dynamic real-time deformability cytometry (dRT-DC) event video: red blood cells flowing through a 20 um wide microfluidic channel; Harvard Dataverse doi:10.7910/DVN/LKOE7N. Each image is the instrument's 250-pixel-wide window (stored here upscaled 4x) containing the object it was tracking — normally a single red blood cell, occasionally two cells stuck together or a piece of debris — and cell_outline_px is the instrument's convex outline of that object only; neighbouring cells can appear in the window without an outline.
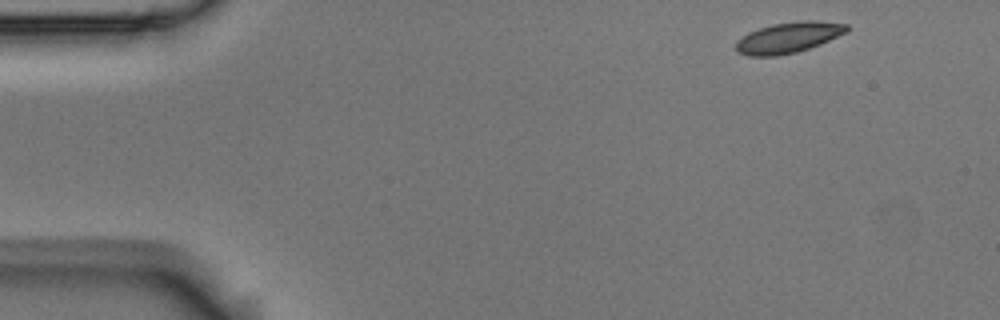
{"species": "Egyptian fruit bat (a non-hibernating species)", "species_latin": "Rousettus aegyptiacus", "temperature_condition": "room temperature", "stored_images_in_passage": 4, "camera_frame_rate_fps": 3000, "um_per_image_px": 0.085, "animal": {"sex": "male"}, "frame": {"image": 1, "passage_image": 1, "time_ms": 0.0, "image_size_px": [1000, 320], "cell_outline_px": [[848, 32], [820, 44], [796, 52], [776, 56], [748, 56], [736, 52], [736, 40], [748, 32], [772, 24], [800, 20], [816, 20], [848, 24]], "centroid_in_image_um": [67.01, 3.18], "position_along_channel_um": 18.0, "area_um2": 20.0}}
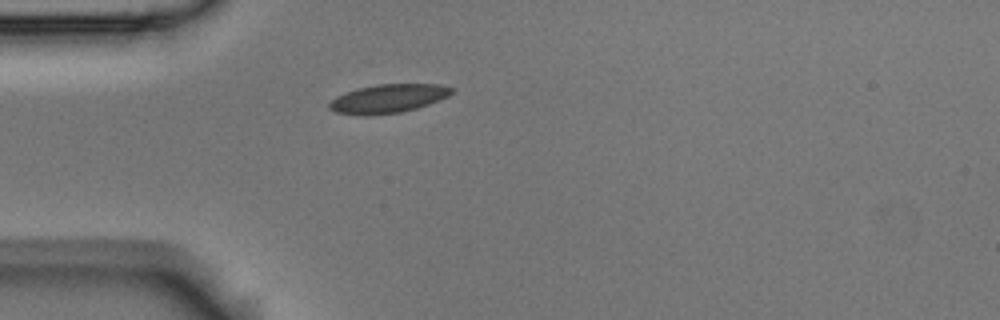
{"frame": {"image": 2, "passage_image": 4, "time_ms": 1.0, "image_size_px": [1000, 320], "cell_outline_px": [[456, 88], [448, 96], [428, 104], [416, 108], [400, 112], [336, 112], [328, 108], [328, 104], [336, 96], [344, 92], [376, 84], [440, 84]], "centroid_in_image_um": [33.07, 8.31], "position_along_channel_um": 51.9, "area_um2": 19.48}}